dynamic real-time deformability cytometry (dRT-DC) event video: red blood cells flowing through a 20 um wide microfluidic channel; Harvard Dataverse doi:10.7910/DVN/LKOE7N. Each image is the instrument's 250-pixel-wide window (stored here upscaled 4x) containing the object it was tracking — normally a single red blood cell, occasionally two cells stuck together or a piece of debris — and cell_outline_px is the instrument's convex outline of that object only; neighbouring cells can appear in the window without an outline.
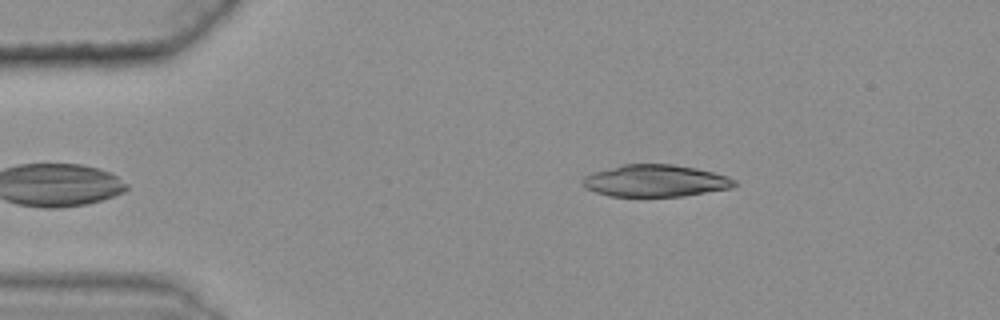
{"species": "common noctule bat (a hibernating species)", "species_latin": "Nyctalus noctula", "temperature_condition": "warm", "stored_images_in_passage": 39, "camera_frame_rate_fps": 3000, "um_per_image_px": 0.085, "animal": {"sex": "female", "body_mass_g": 25.1}, "frame": {"image": 1, "passage_image": 1, "time_ms": 0.0, "image_size_px": [1000, 320], "cell_outline_px": [[736, 184], [732, 188], [684, 196], [612, 196], [596, 192], [584, 188], [580, 180], [584, 176], [592, 172], [624, 164], [672, 164], [696, 168], [728, 176], [736, 180]], "centroid_in_image_um": [55.69, 15.36], "position_along_channel_um": 29.3, "area_um2": 28.38}}
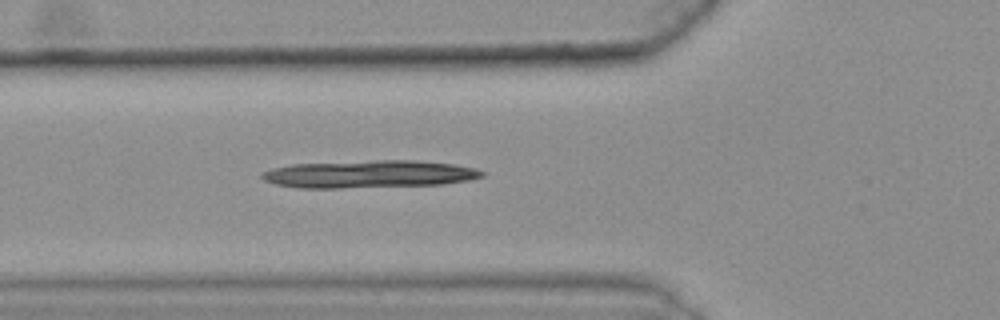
{"frame": {"image": 2, "passage_image": 11, "time_ms": 3.333, "image_size_px": [1000, 320], "cell_outline_px": [[484, 176], [468, 180], [444, 184], [340, 188], [300, 188], [276, 184], [264, 180], [260, 176], [260, 172], [272, 168], [292, 164], [376, 160], [416, 160], [452, 164], [476, 168], [484, 172]], "centroid_in_image_um": [31.35, 14.8], "position_along_channel_um": 94.4, "area_um2": 35.37}}
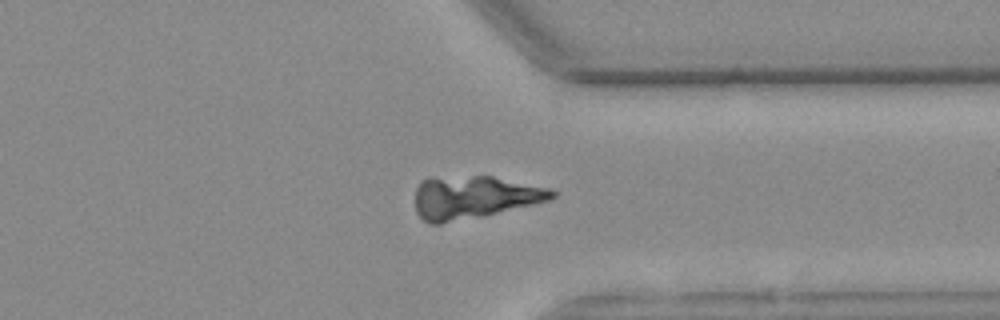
{"frame": {"image": 3, "passage_image": 34, "time_ms": 11.0, "image_size_px": [1000, 320], "cell_outline_px": [[556, 196], [548, 200], [484, 216], [440, 224], [432, 224], [424, 220], [416, 212], [416, 188], [420, 180], [472, 176], [492, 176], [548, 188], [556, 192]], "centroid_in_image_um": [40.28, 16.79], "position_along_channel_um": 371.1, "area_um2": 33.58}}